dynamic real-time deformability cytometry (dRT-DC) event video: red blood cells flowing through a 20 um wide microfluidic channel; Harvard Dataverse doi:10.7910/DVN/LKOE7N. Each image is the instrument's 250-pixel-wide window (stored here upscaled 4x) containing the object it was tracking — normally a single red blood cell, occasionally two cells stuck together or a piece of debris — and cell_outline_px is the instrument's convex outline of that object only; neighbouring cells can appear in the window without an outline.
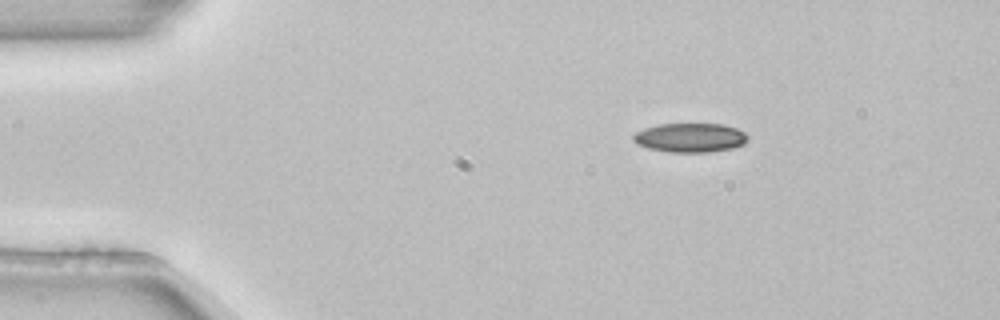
{"species": "common noctule bat (a hibernating species)", "species_latin": "Nyctalus noctula", "temperature_condition": "room temperature", "stored_images_in_passage": 3, "camera_frame_rate_fps": 3000, "um_per_image_px": 0.085, "animal": {"sex": "female", "body_mass_g": 22.7, "forearm_length_mm": 54.2}, "frame": {"image": 1, "passage_image": 1, "time_ms": 0.0, "image_size_px": [1000, 320], "cell_outline_px": [[748, 140], [744, 144], [732, 148], [708, 152], [668, 152], [648, 148], [636, 144], [632, 140], [632, 136], [636, 132], [644, 128], [660, 124], [724, 124], [736, 128], [744, 132], [748, 136]], "centroid_in_image_um": [58.65, 11.7], "position_along_channel_um": 26.3, "area_um2": 19.54}}
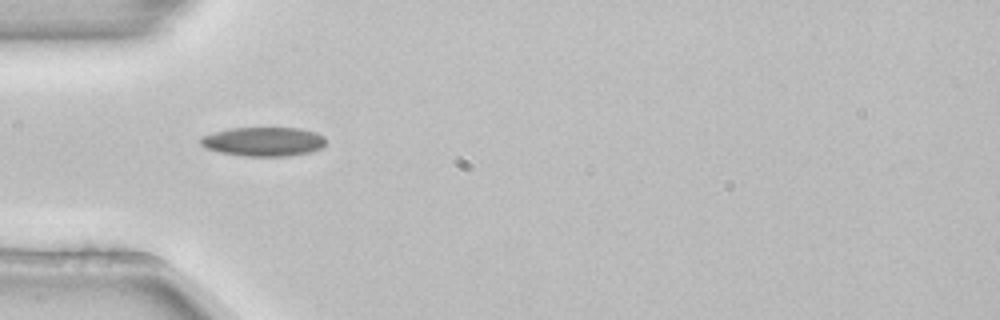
{"frame": {"image": 2, "passage_image": 3, "time_ms": 0.667, "image_size_px": [1000, 320], "cell_outline_px": [[324, 148], [312, 152], [288, 156], [244, 156], [220, 152], [208, 148], [200, 144], [200, 136], [232, 128], [300, 128], [316, 132], [324, 136]], "centroid_in_image_um": [22.44, 12.04], "position_along_channel_um": 62.6, "area_um2": 21.27}}